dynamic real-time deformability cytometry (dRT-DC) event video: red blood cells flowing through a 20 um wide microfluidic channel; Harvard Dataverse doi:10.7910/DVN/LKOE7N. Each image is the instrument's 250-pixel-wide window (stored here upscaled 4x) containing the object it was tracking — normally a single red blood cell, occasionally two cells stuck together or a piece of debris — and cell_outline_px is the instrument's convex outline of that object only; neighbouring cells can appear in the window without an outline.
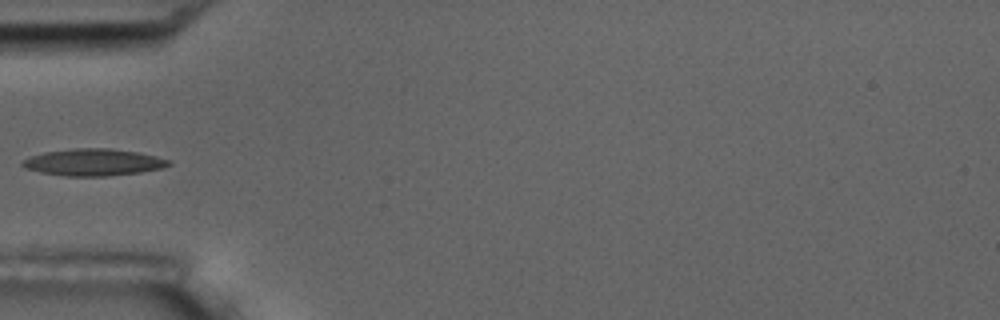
{"species": "common noctule bat (a hibernating species)", "species_latin": "Nyctalus noctula", "temperature_condition": "room temperature", "stored_images_in_passage": 2, "camera_frame_rate_fps": 3000, "um_per_image_px": 0.085, "animal": {"sex": "male", "body_mass_g": 17.5, "forearm_length_mm": 52.3}, "frame": {"image": 1, "passage_image": 1, "time_ms": 0.0, "image_size_px": [1000, 320], "cell_outline_px": [[172, 164], [160, 168], [140, 172], [108, 176], [64, 176], [40, 172], [24, 168], [20, 164], [20, 160], [28, 156], [44, 152], [76, 148], [112, 148], [136, 152], [156, 156], [172, 160]], "centroid_in_image_um": [7.89, 13.79], "position_along_channel_um": 77.1, "area_um2": 23.12}}